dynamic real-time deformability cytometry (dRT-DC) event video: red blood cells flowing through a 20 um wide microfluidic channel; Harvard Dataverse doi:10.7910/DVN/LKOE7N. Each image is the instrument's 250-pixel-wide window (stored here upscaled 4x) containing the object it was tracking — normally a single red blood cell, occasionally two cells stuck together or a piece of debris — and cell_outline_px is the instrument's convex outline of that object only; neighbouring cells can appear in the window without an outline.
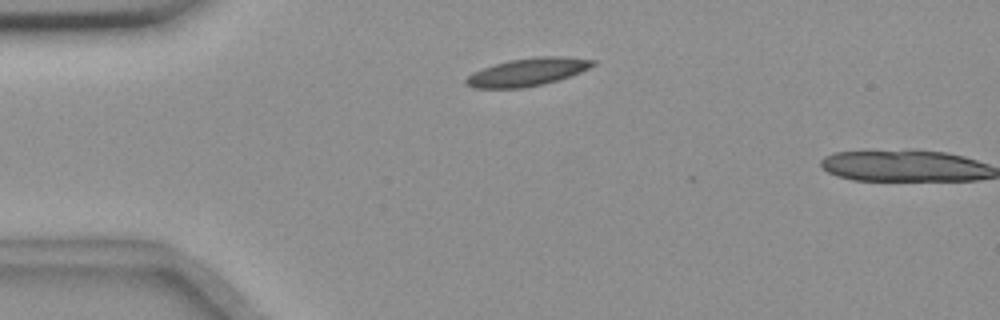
{"species": "common noctule bat (a hibernating species)", "species_latin": "Nyctalus noctula", "temperature_condition": "room temperature", "stored_images_in_passage": 2, "camera_frame_rate_fps": 3000, "um_per_image_px": 0.085, "animal": {"sex": "female", "body_mass_g": 18.4}, "frame": {"image": 1, "passage_image": 1, "time_ms": 0.0, "image_size_px": [1000, 320], "cell_outline_px": [[596, 64], [580, 72], [544, 84], [524, 88], [472, 88], [464, 84], [464, 80], [472, 72], [508, 60], [536, 56], [568, 56], [596, 60]], "centroid_in_image_um": [44.82, 6.12], "position_along_channel_um": 40.2, "area_um2": 20.63}}